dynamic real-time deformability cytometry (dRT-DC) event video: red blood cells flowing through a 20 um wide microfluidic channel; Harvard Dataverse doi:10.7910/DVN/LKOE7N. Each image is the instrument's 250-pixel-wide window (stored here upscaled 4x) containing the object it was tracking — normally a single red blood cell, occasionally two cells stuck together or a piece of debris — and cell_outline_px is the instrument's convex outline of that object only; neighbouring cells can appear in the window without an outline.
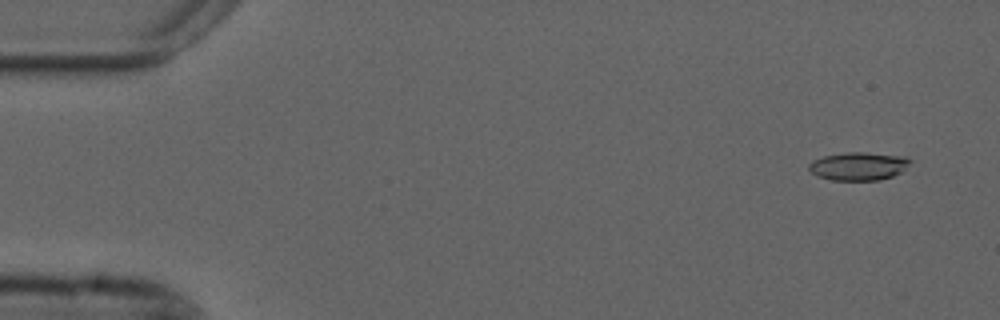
{"species": "common noctule bat (a hibernating species)", "species_latin": "Nyctalus noctula", "temperature_condition": "cold", "stored_images_in_passage": 56, "camera_frame_rate_fps": 3000, "um_per_image_px": 0.085, "animal": {"sex": "male", "forearm_length_mm": 52.5}, "frame": {"image": 1, "passage_image": 4, "time_ms": 1.0, "image_size_px": [1000, 320], "cell_outline_px": [[912, 160], [900, 172], [892, 176], [880, 180], [832, 180], [816, 176], [808, 168], [808, 164], [812, 160], [824, 156], [848, 152], [864, 152], [904, 156]], "centroid_in_image_um": [72.94, 14.12], "position_along_channel_um": 12.1, "area_um2": 16.53}}
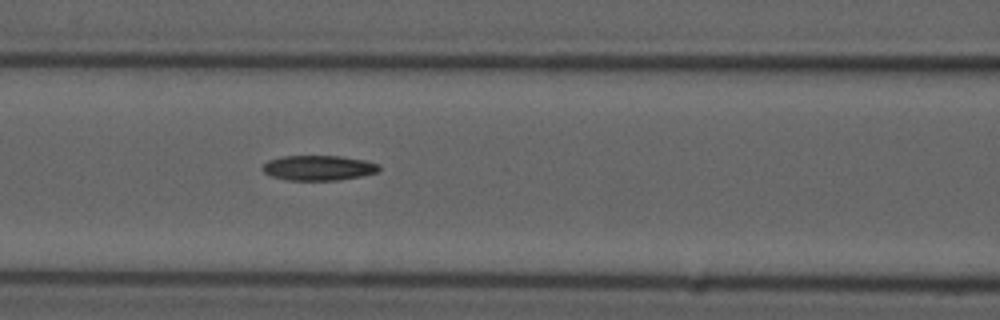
{"frame": {"image": 2, "passage_image": 24, "time_ms": 7.667, "image_size_px": [1000, 320], "cell_outline_px": [[380, 168], [376, 172], [364, 176], [340, 180], [288, 180], [272, 176], [264, 172], [260, 168], [268, 160], [284, 156], [340, 156], [364, 160], [380, 164]], "centroid_in_image_um": [27.09, 14.27], "position_along_channel_um": 139.5, "area_um2": 17.05}}
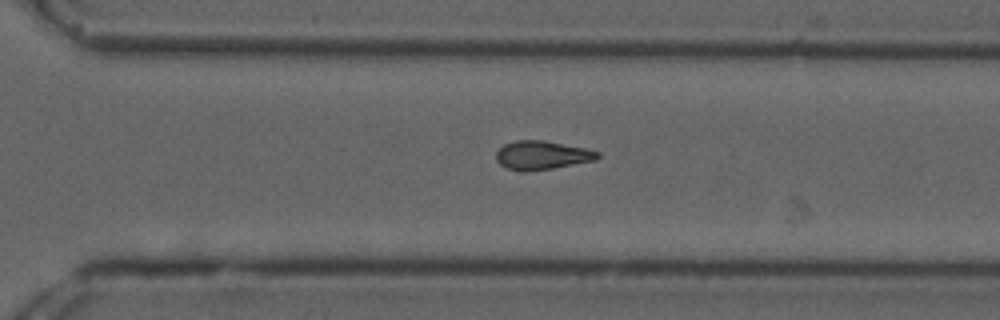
{"frame": {"image": 3, "passage_image": 39, "time_ms": 12.667, "image_size_px": [1000, 320], "cell_outline_px": [[600, 156], [596, 160], [552, 168], [504, 168], [496, 160], [496, 152], [504, 144], [516, 140], [544, 140], [588, 148], [600, 152]], "centroid_in_image_um": [46.12, 13.14], "position_along_channel_um": 324.5, "area_um2": 16.47}}